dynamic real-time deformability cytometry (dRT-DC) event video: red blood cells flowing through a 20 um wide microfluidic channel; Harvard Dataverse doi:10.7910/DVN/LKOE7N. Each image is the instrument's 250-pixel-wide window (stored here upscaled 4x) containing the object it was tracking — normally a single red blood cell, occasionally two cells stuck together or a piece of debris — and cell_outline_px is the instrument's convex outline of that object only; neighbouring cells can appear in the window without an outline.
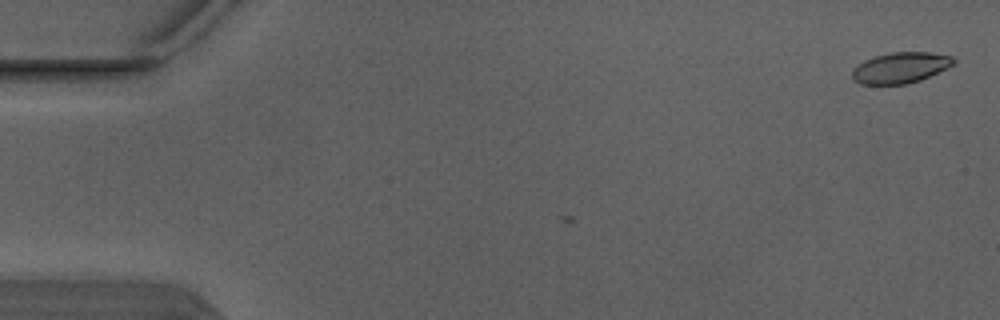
{"species": "Egyptian fruit bat (a non-hibernating species)", "species_latin": "Rousettus aegyptiacus", "temperature_condition": "warm", "stored_images_in_passage": 2, "camera_frame_rate_fps": 3000, "um_per_image_px": 0.085, "animal": {"sex": "male"}, "frame": {"image": 1, "passage_image": 2, "time_ms": 0.333, "image_size_px": [1000, 320], "cell_outline_px": [[956, 64], [948, 68], [920, 80], [908, 84], [860, 84], [852, 80], [852, 72], [864, 60], [872, 56], [892, 52], [928, 52], [952, 56], [956, 60]], "centroid_in_image_um": [76.57, 5.75], "position_along_channel_um": 8.4, "area_um2": 18.32}}